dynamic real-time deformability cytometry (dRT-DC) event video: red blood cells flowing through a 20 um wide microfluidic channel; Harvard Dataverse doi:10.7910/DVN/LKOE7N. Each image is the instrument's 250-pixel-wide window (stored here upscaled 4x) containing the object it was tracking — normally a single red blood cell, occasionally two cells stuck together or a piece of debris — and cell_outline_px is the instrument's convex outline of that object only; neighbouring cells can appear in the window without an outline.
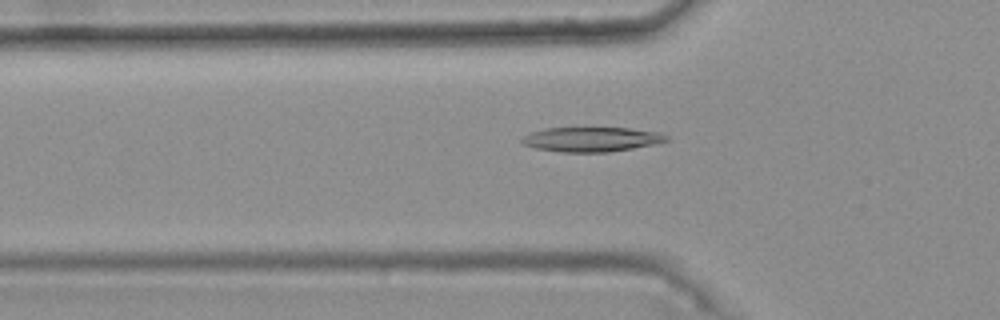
{"species": "common noctule bat (a hibernating species)", "species_latin": "Nyctalus noctula", "temperature_condition": "warm", "stored_images_in_passage": 33, "camera_frame_rate_fps": 3000, "um_per_image_px": 0.085, "animal": {"sex": "female", "body_mass_g": 25.1}, "frame": {"image": 1, "passage_image": 2, "time_ms": 0.333, "image_size_px": [1000, 320], "cell_outline_px": [[668, 140], [652, 144], [632, 148], [608, 152], [560, 152], [536, 148], [524, 144], [520, 140], [524, 136], [532, 132], [544, 128], [632, 128], [660, 132], [668, 136]], "centroid_in_image_um": [50.28, 11.84], "position_along_channel_um": 75.5, "area_um2": 20.58}}
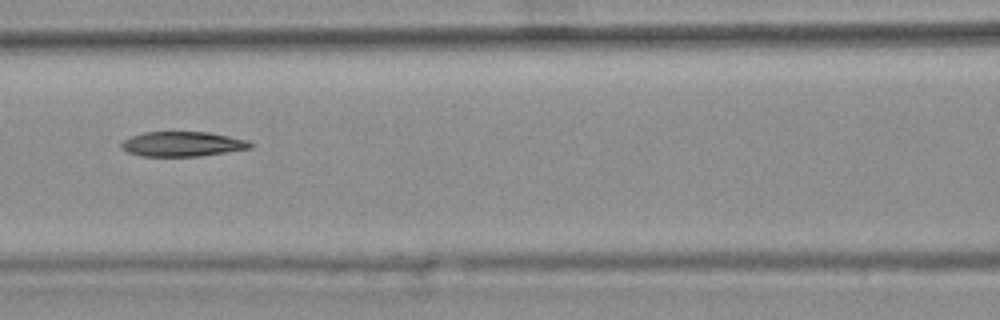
{"frame": {"image": 2, "passage_image": 8, "time_ms": 2.333, "image_size_px": [1000, 320], "cell_outline_px": [[252, 148], [200, 156], [140, 156], [128, 152], [120, 148], [120, 144], [124, 140], [132, 136], [144, 132], [208, 132], [248, 140], [252, 144]], "centroid_in_image_um": [15.49, 12.24], "position_along_channel_um": 151.1, "area_um2": 18.61}}
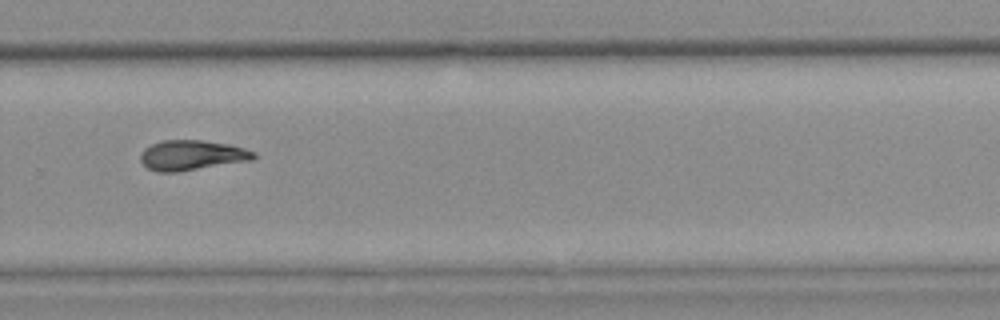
{"frame": {"image": 3, "passage_image": 21, "time_ms": 6.667, "image_size_px": [1000, 320], "cell_outline_px": [[256, 156], [252, 160], [176, 172], [156, 172], [148, 168], [140, 160], [140, 156], [144, 148], [152, 144], [164, 140], [204, 140], [228, 144], [244, 148], [256, 152]], "centroid_in_image_um": [16.3, 13.19], "position_along_channel_um": 313.5, "area_um2": 19.77}}